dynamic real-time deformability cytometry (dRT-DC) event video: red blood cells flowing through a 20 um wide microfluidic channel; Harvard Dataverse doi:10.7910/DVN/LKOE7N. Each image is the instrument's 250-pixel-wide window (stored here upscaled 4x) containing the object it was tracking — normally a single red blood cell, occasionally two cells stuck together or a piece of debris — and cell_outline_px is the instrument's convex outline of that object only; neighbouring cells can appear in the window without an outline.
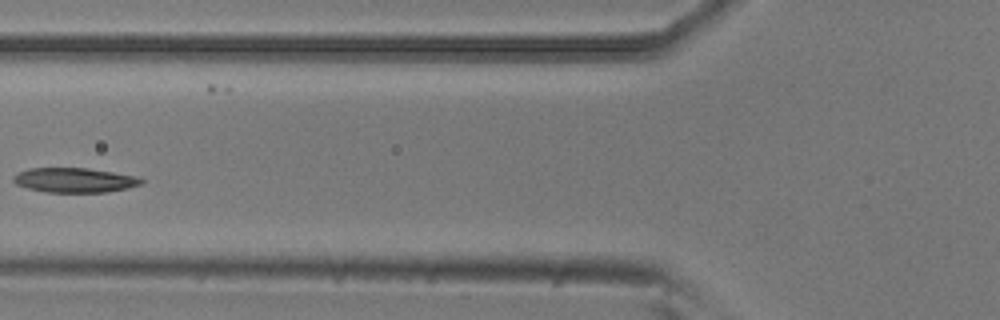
{"species": "common noctule bat (a hibernating species)", "species_latin": "Nyctalus noctula", "temperature_condition": "room temperature", "stored_images_in_passage": 5, "camera_frame_rate_fps": 3000, "um_per_image_px": 0.085, "animal": {"sex": "male", "body_mass_g": 20.5, "forearm_length_mm": 52.5}, "frame": {"image": 1, "passage_image": 5, "time_ms": 1.333, "image_size_px": [1000, 320], "cell_outline_px": [[144, 184], [128, 188], [104, 192], [44, 192], [28, 188], [16, 184], [12, 180], [12, 176], [16, 172], [28, 168], [88, 168], [136, 176], [144, 180]], "centroid_in_image_um": [6.31, 15.31], "position_along_channel_um": 119.5, "area_um2": 18.5}}